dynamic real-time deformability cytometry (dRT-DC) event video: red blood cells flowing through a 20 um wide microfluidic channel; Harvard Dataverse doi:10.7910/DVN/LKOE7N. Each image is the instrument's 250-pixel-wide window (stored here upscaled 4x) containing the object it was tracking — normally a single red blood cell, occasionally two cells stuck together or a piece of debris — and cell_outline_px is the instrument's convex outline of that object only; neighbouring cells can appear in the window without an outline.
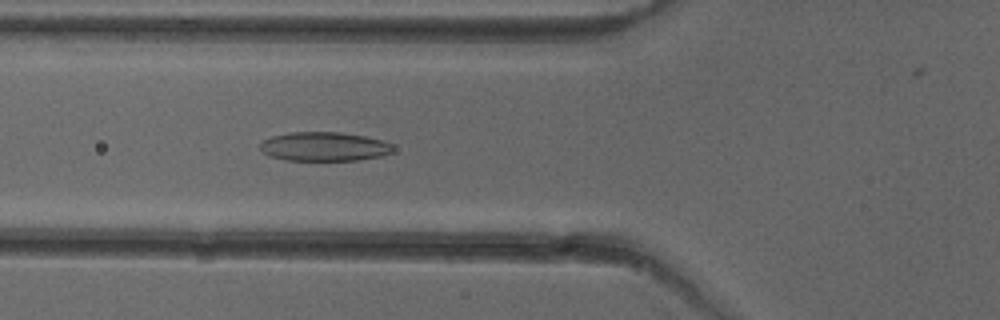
{"species": "common noctule bat (a hibernating species)", "species_latin": "Nyctalus noctula", "temperature_condition": "cold", "stored_images_in_passage": 52, "camera_frame_rate_fps": 3000, "um_per_image_px": 0.085, "animal": {"sex": "female"}, "frame": {"image": 1, "passage_image": 19, "time_ms": 6.0, "image_size_px": [1000, 320], "cell_outline_px": [[392, 152], [380, 156], [356, 160], [284, 160], [268, 156], [260, 148], [260, 144], [264, 140], [272, 136], [288, 132], [340, 132], [364, 136], [384, 140], [392, 144]], "centroid_in_image_um": [27.54, 12.45], "position_along_channel_um": 98.3, "area_um2": 22.48}}
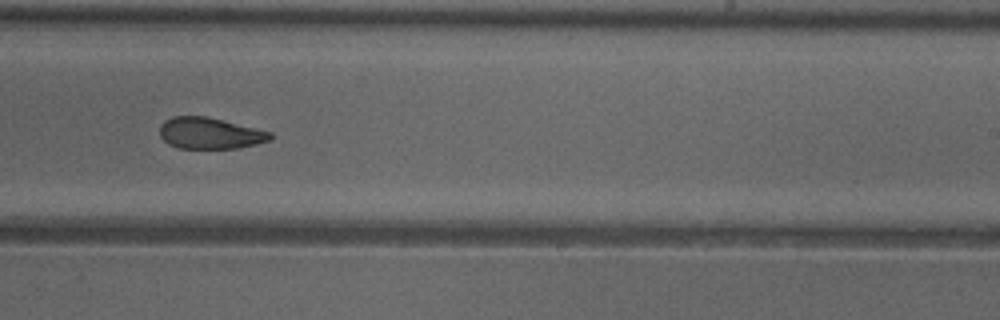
{"frame": {"image": 2, "passage_image": 32, "time_ms": 10.333, "image_size_px": [1000, 320], "cell_outline_px": [[272, 140], [256, 144], [236, 148], [180, 148], [168, 144], [160, 136], [160, 124], [164, 120], [172, 116], [208, 116], [272, 132]], "centroid_in_image_um": [17.84, 11.31], "position_along_channel_um": 271.2, "area_um2": 20.29}}
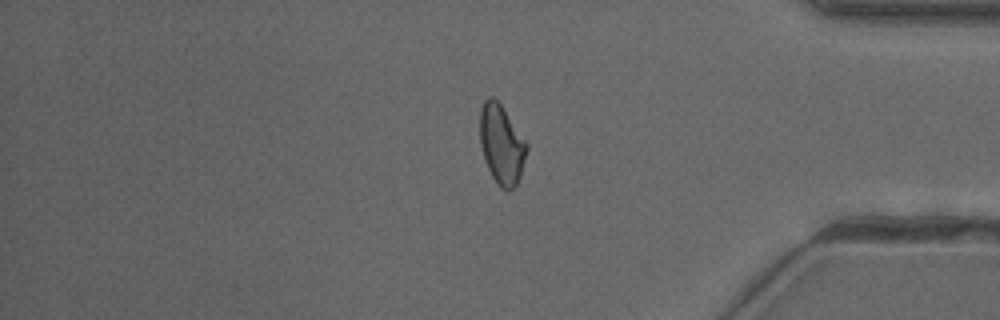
{"frame": {"image": 3, "passage_image": 43, "time_ms": 14.0, "image_size_px": [1000, 320], "cell_outline_px": [[528, 148], [520, 176], [516, 184], [508, 192], [500, 188], [492, 176], [484, 160], [480, 144], [480, 108], [484, 100], [488, 96], [492, 96], [500, 104], [528, 144]], "centroid_in_image_um": [42.62, 12.28], "position_along_channel_um": 392.6, "area_um2": 21.56}, "authors_computed_cell_mechanics": {"area_um2": 21.7039, "velocity_mm_per_s": 3.9807, "shape_relaxation_time_tau1_ms": null, "shape_relaxation_time_tau2_ms": 3.0137, "deformation_change_tau1": null, "deformation_change_tau2": 0.1016}}